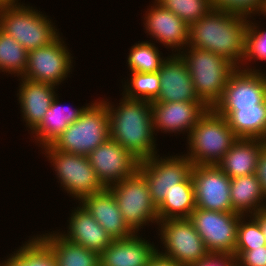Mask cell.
Returning a JSON list of instances; mask_svg holds the SVG:
<instances>
[{"mask_svg": "<svg viewBox=\"0 0 266 266\" xmlns=\"http://www.w3.org/2000/svg\"><path fill=\"white\" fill-rule=\"evenodd\" d=\"M255 174L261 183L262 190L266 197V146L261 150Z\"/></svg>", "mask_w": 266, "mask_h": 266, "instance_id": "cell-40", "label": "cell"}, {"mask_svg": "<svg viewBox=\"0 0 266 266\" xmlns=\"http://www.w3.org/2000/svg\"><path fill=\"white\" fill-rule=\"evenodd\" d=\"M46 13L20 3L0 8V29L12 36L29 52L47 46L61 34L55 21Z\"/></svg>", "mask_w": 266, "mask_h": 266, "instance_id": "cell-4", "label": "cell"}, {"mask_svg": "<svg viewBox=\"0 0 266 266\" xmlns=\"http://www.w3.org/2000/svg\"><path fill=\"white\" fill-rule=\"evenodd\" d=\"M121 95L120 103L116 105L110 99L103 98L108 113L110 138L139 161L146 160L160 152L157 149L151 102Z\"/></svg>", "mask_w": 266, "mask_h": 266, "instance_id": "cell-1", "label": "cell"}, {"mask_svg": "<svg viewBox=\"0 0 266 266\" xmlns=\"http://www.w3.org/2000/svg\"><path fill=\"white\" fill-rule=\"evenodd\" d=\"M249 18L211 9L189 26L190 47L209 50L240 68L245 58Z\"/></svg>", "mask_w": 266, "mask_h": 266, "instance_id": "cell-2", "label": "cell"}, {"mask_svg": "<svg viewBox=\"0 0 266 266\" xmlns=\"http://www.w3.org/2000/svg\"><path fill=\"white\" fill-rule=\"evenodd\" d=\"M20 1V2H19ZM23 3L21 0H0V8Z\"/></svg>", "mask_w": 266, "mask_h": 266, "instance_id": "cell-43", "label": "cell"}, {"mask_svg": "<svg viewBox=\"0 0 266 266\" xmlns=\"http://www.w3.org/2000/svg\"><path fill=\"white\" fill-rule=\"evenodd\" d=\"M266 100V71L236 68L213 108L256 107Z\"/></svg>", "mask_w": 266, "mask_h": 266, "instance_id": "cell-15", "label": "cell"}, {"mask_svg": "<svg viewBox=\"0 0 266 266\" xmlns=\"http://www.w3.org/2000/svg\"><path fill=\"white\" fill-rule=\"evenodd\" d=\"M129 78L121 79L122 93L130 99L153 102L160 92V77L158 72H130Z\"/></svg>", "mask_w": 266, "mask_h": 266, "instance_id": "cell-30", "label": "cell"}, {"mask_svg": "<svg viewBox=\"0 0 266 266\" xmlns=\"http://www.w3.org/2000/svg\"><path fill=\"white\" fill-rule=\"evenodd\" d=\"M261 246H266V241L257 220L252 215H242L235 250H253Z\"/></svg>", "mask_w": 266, "mask_h": 266, "instance_id": "cell-34", "label": "cell"}, {"mask_svg": "<svg viewBox=\"0 0 266 266\" xmlns=\"http://www.w3.org/2000/svg\"><path fill=\"white\" fill-rule=\"evenodd\" d=\"M208 110L202 101L151 102L154 131L188 138L192 128Z\"/></svg>", "mask_w": 266, "mask_h": 266, "instance_id": "cell-17", "label": "cell"}, {"mask_svg": "<svg viewBox=\"0 0 266 266\" xmlns=\"http://www.w3.org/2000/svg\"><path fill=\"white\" fill-rule=\"evenodd\" d=\"M100 99L90 102L81 116L64 130L51 145L54 149L88 156L110 138L105 100Z\"/></svg>", "mask_w": 266, "mask_h": 266, "instance_id": "cell-6", "label": "cell"}, {"mask_svg": "<svg viewBox=\"0 0 266 266\" xmlns=\"http://www.w3.org/2000/svg\"><path fill=\"white\" fill-rule=\"evenodd\" d=\"M260 22L261 21L255 20L254 16L249 18L246 31L245 58L240 68L246 70H261L256 63L258 61L266 62V27L264 28L263 23L260 24ZM253 62L255 63L254 67L252 65L254 64Z\"/></svg>", "mask_w": 266, "mask_h": 266, "instance_id": "cell-32", "label": "cell"}, {"mask_svg": "<svg viewBox=\"0 0 266 266\" xmlns=\"http://www.w3.org/2000/svg\"><path fill=\"white\" fill-rule=\"evenodd\" d=\"M252 216L257 220L266 241V208L253 213Z\"/></svg>", "mask_w": 266, "mask_h": 266, "instance_id": "cell-42", "label": "cell"}, {"mask_svg": "<svg viewBox=\"0 0 266 266\" xmlns=\"http://www.w3.org/2000/svg\"><path fill=\"white\" fill-rule=\"evenodd\" d=\"M58 93L53 99L51 106L45 113L41 123L30 133V137L34 138V144L40 148L52 145L56 139L64 132V130L74 123L87 108L90 103L82 105V107L62 105L59 101Z\"/></svg>", "mask_w": 266, "mask_h": 266, "instance_id": "cell-23", "label": "cell"}, {"mask_svg": "<svg viewBox=\"0 0 266 266\" xmlns=\"http://www.w3.org/2000/svg\"><path fill=\"white\" fill-rule=\"evenodd\" d=\"M77 205L72 207L73 210L67 220L68 224H66L67 230L57 229V232L66 240L100 255L113 240L79 202Z\"/></svg>", "mask_w": 266, "mask_h": 266, "instance_id": "cell-20", "label": "cell"}, {"mask_svg": "<svg viewBox=\"0 0 266 266\" xmlns=\"http://www.w3.org/2000/svg\"><path fill=\"white\" fill-rule=\"evenodd\" d=\"M211 5L213 9L248 18L266 13V0H211Z\"/></svg>", "mask_w": 266, "mask_h": 266, "instance_id": "cell-35", "label": "cell"}, {"mask_svg": "<svg viewBox=\"0 0 266 266\" xmlns=\"http://www.w3.org/2000/svg\"><path fill=\"white\" fill-rule=\"evenodd\" d=\"M156 230L162 245L157 251L182 266L196 264L210 253L189 219L159 220Z\"/></svg>", "mask_w": 266, "mask_h": 266, "instance_id": "cell-9", "label": "cell"}, {"mask_svg": "<svg viewBox=\"0 0 266 266\" xmlns=\"http://www.w3.org/2000/svg\"><path fill=\"white\" fill-rule=\"evenodd\" d=\"M73 59L67 43L60 35L47 46L28 52L27 67L22 77L58 87L70 78L74 70Z\"/></svg>", "mask_w": 266, "mask_h": 266, "instance_id": "cell-11", "label": "cell"}, {"mask_svg": "<svg viewBox=\"0 0 266 266\" xmlns=\"http://www.w3.org/2000/svg\"><path fill=\"white\" fill-rule=\"evenodd\" d=\"M40 151L53 167L60 189L76 200V204L83 197L105 189L87 156L57 150L51 145L44 146Z\"/></svg>", "mask_w": 266, "mask_h": 266, "instance_id": "cell-7", "label": "cell"}, {"mask_svg": "<svg viewBox=\"0 0 266 266\" xmlns=\"http://www.w3.org/2000/svg\"><path fill=\"white\" fill-rule=\"evenodd\" d=\"M36 234L52 251L57 266H100L99 254L70 242L57 230Z\"/></svg>", "mask_w": 266, "mask_h": 266, "instance_id": "cell-26", "label": "cell"}, {"mask_svg": "<svg viewBox=\"0 0 266 266\" xmlns=\"http://www.w3.org/2000/svg\"><path fill=\"white\" fill-rule=\"evenodd\" d=\"M224 116L237 138L266 141V100L247 108H213Z\"/></svg>", "mask_w": 266, "mask_h": 266, "instance_id": "cell-25", "label": "cell"}, {"mask_svg": "<svg viewBox=\"0 0 266 266\" xmlns=\"http://www.w3.org/2000/svg\"><path fill=\"white\" fill-rule=\"evenodd\" d=\"M113 193L124 222L134 234H140L145 226L158 223L157 207L151 199L145 178L136 171L133 175L108 187Z\"/></svg>", "mask_w": 266, "mask_h": 266, "instance_id": "cell-8", "label": "cell"}, {"mask_svg": "<svg viewBox=\"0 0 266 266\" xmlns=\"http://www.w3.org/2000/svg\"><path fill=\"white\" fill-rule=\"evenodd\" d=\"M130 48L126 58L129 72H157L162 62L167 58V56L164 57L154 42L148 40L138 41Z\"/></svg>", "mask_w": 266, "mask_h": 266, "instance_id": "cell-29", "label": "cell"}, {"mask_svg": "<svg viewBox=\"0 0 266 266\" xmlns=\"http://www.w3.org/2000/svg\"><path fill=\"white\" fill-rule=\"evenodd\" d=\"M237 139L226 118L208 108L185 139L183 153L193 165H217Z\"/></svg>", "mask_w": 266, "mask_h": 266, "instance_id": "cell-3", "label": "cell"}, {"mask_svg": "<svg viewBox=\"0 0 266 266\" xmlns=\"http://www.w3.org/2000/svg\"><path fill=\"white\" fill-rule=\"evenodd\" d=\"M87 157L105 188L133 175L140 162L111 138L100 144Z\"/></svg>", "mask_w": 266, "mask_h": 266, "instance_id": "cell-16", "label": "cell"}, {"mask_svg": "<svg viewBox=\"0 0 266 266\" xmlns=\"http://www.w3.org/2000/svg\"><path fill=\"white\" fill-rule=\"evenodd\" d=\"M28 237L29 239L8 254L6 259L2 258L0 266H30V236Z\"/></svg>", "mask_w": 266, "mask_h": 266, "instance_id": "cell-38", "label": "cell"}, {"mask_svg": "<svg viewBox=\"0 0 266 266\" xmlns=\"http://www.w3.org/2000/svg\"><path fill=\"white\" fill-rule=\"evenodd\" d=\"M237 266H266V246L253 250H235Z\"/></svg>", "mask_w": 266, "mask_h": 266, "instance_id": "cell-37", "label": "cell"}, {"mask_svg": "<svg viewBox=\"0 0 266 266\" xmlns=\"http://www.w3.org/2000/svg\"><path fill=\"white\" fill-rule=\"evenodd\" d=\"M191 266H237V261L231 254L209 253L200 262Z\"/></svg>", "mask_w": 266, "mask_h": 266, "instance_id": "cell-39", "label": "cell"}, {"mask_svg": "<svg viewBox=\"0 0 266 266\" xmlns=\"http://www.w3.org/2000/svg\"><path fill=\"white\" fill-rule=\"evenodd\" d=\"M157 72L160 92L153 102L201 101L195 93L191 74L179 54H168Z\"/></svg>", "mask_w": 266, "mask_h": 266, "instance_id": "cell-18", "label": "cell"}, {"mask_svg": "<svg viewBox=\"0 0 266 266\" xmlns=\"http://www.w3.org/2000/svg\"><path fill=\"white\" fill-rule=\"evenodd\" d=\"M30 266H57L51 249L37 236H30Z\"/></svg>", "mask_w": 266, "mask_h": 266, "instance_id": "cell-36", "label": "cell"}, {"mask_svg": "<svg viewBox=\"0 0 266 266\" xmlns=\"http://www.w3.org/2000/svg\"><path fill=\"white\" fill-rule=\"evenodd\" d=\"M146 238L141 233L113 240L99 255L100 266H147L160 243Z\"/></svg>", "mask_w": 266, "mask_h": 266, "instance_id": "cell-21", "label": "cell"}, {"mask_svg": "<svg viewBox=\"0 0 266 266\" xmlns=\"http://www.w3.org/2000/svg\"><path fill=\"white\" fill-rule=\"evenodd\" d=\"M181 153L176 155L168 153L169 156L155 154L139 162L137 171L145 178L151 199L156 207L162 203L166 194L177 188L179 183L184 182L191 175L193 164Z\"/></svg>", "mask_w": 266, "mask_h": 266, "instance_id": "cell-10", "label": "cell"}, {"mask_svg": "<svg viewBox=\"0 0 266 266\" xmlns=\"http://www.w3.org/2000/svg\"><path fill=\"white\" fill-rule=\"evenodd\" d=\"M196 209L194 185L191 175L178 184L157 207L158 220L189 219Z\"/></svg>", "mask_w": 266, "mask_h": 266, "instance_id": "cell-28", "label": "cell"}, {"mask_svg": "<svg viewBox=\"0 0 266 266\" xmlns=\"http://www.w3.org/2000/svg\"><path fill=\"white\" fill-rule=\"evenodd\" d=\"M143 14L144 32L149 41L179 54L189 45V26L173 12L162 7L155 0ZM154 41H153V40Z\"/></svg>", "mask_w": 266, "mask_h": 266, "instance_id": "cell-14", "label": "cell"}, {"mask_svg": "<svg viewBox=\"0 0 266 266\" xmlns=\"http://www.w3.org/2000/svg\"><path fill=\"white\" fill-rule=\"evenodd\" d=\"M27 57L24 47L0 29V73L22 77L27 67Z\"/></svg>", "mask_w": 266, "mask_h": 266, "instance_id": "cell-31", "label": "cell"}, {"mask_svg": "<svg viewBox=\"0 0 266 266\" xmlns=\"http://www.w3.org/2000/svg\"><path fill=\"white\" fill-rule=\"evenodd\" d=\"M79 203L104 228L112 240L124 239L134 234L124 222L116 199L108 188L83 197Z\"/></svg>", "mask_w": 266, "mask_h": 266, "instance_id": "cell-22", "label": "cell"}, {"mask_svg": "<svg viewBox=\"0 0 266 266\" xmlns=\"http://www.w3.org/2000/svg\"><path fill=\"white\" fill-rule=\"evenodd\" d=\"M191 177L196 208L233 212L230 198L231 178L217 165H193Z\"/></svg>", "mask_w": 266, "mask_h": 266, "instance_id": "cell-13", "label": "cell"}, {"mask_svg": "<svg viewBox=\"0 0 266 266\" xmlns=\"http://www.w3.org/2000/svg\"><path fill=\"white\" fill-rule=\"evenodd\" d=\"M180 17L188 26L204 17L211 9V0H155Z\"/></svg>", "mask_w": 266, "mask_h": 266, "instance_id": "cell-33", "label": "cell"}, {"mask_svg": "<svg viewBox=\"0 0 266 266\" xmlns=\"http://www.w3.org/2000/svg\"><path fill=\"white\" fill-rule=\"evenodd\" d=\"M266 141L238 138L217 166L231 179L256 173L258 158Z\"/></svg>", "mask_w": 266, "mask_h": 266, "instance_id": "cell-24", "label": "cell"}, {"mask_svg": "<svg viewBox=\"0 0 266 266\" xmlns=\"http://www.w3.org/2000/svg\"><path fill=\"white\" fill-rule=\"evenodd\" d=\"M230 198L233 212L242 215L266 208V197L255 173L231 179Z\"/></svg>", "mask_w": 266, "mask_h": 266, "instance_id": "cell-27", "label": "cell"}, {"mask_svg": "<svg viewBox=\"0 0 266 266\" xmlns=\"http://www.w3.org/2000/svg\"><path fill=\"white\" fill-rule=\"evenodd\" d=\"M17 80L20 81L16 96L21 119L26 123L24 126L28 128V133H31L41 123L60 87L24 77Z\"/></svg>", "mask_w": 266, "mask_h": 266, "instance_id": "cell-19", "label": "cell"}, {"mask_svg": "<svg viewBox=\"0 0 266 266\" xmlns=\"http://www.w3.org/2000/svg\"><path fill=\"white\" fill-rule=\"evenodd\" d=\"M241 216L242 214L236 212L196 208L189 220L210 253H226L234 256L237 228Z\"/></svg>", "mask_w": 266, "mask_h": 266, "instance_id": "cell-12", "label": "cell"}, {"mask_svg": "<svg viewBox=\"0 0 266 266\" xmlns=\"http://www.w3.org/2000/svg\"><path fill=\"white\" fill-rule=\"evenodd\" d=\"M179 56L191 74L197 97L208 108H213L222 97L229 76L236 67L216 53L190 46Z\"/></svg>", "mask_w": 266, "mask_h": 266, "instance_id": "cell-5", "label": "cell"}, {"mask_svg": "<svg viewBox=\"0 0 266 266\" xmlns=\"http://www.w3.org/2000/svg\"><path fill=\"white\" fill-rule=\"evenodd\" d=\"M147 266H182L173 259L165 257L158 251L151 257Z\"/></svg>", "mask_w": 266, "mask_h": 266, "instance_id": "cell-41", "label": "cell"}]
</instances>
